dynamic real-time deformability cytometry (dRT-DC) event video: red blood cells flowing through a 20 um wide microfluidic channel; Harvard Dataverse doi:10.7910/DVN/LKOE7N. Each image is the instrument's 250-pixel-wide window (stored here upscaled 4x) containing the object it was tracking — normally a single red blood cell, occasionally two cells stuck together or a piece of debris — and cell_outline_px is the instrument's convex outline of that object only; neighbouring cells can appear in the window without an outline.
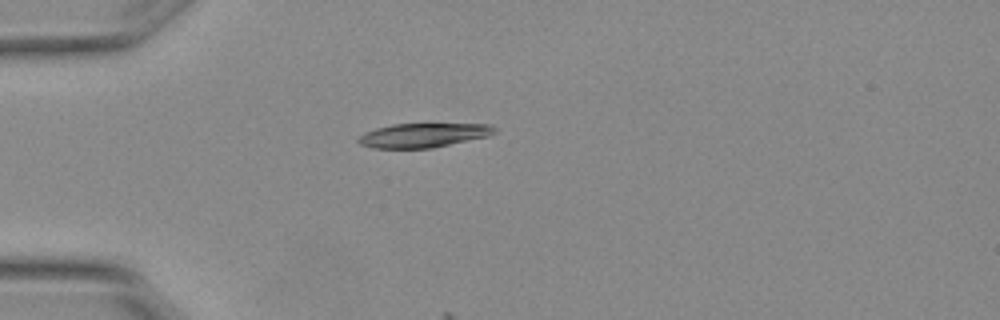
{"species": "Egyptian fruit bat (a non-hibernating species)", "species_latin": "Rousettus aegyptiacus", "temperature_condition": "warm", "stored_images_in_passage": 1, "camera_frame_rate_fps": 3000, "um_per_image_px": 0.085, "animal": {"sex": "female"}, "frame": {"image": 1, "passage_image": 1, "time_ms": 0.0, "image_size_px": [1000, 320], "cell_outline_px": [[496, 132], [488, 136], [432, 148], [372, 148], [360, 144], [356, 140], [364, 132], [376, 128], [392, 124], [492, 124], [496, 128]], "centroid_in_image_um": [35.97, 11.49], "position_along_channel_um": 49.0, "area_um2": 19.19}}